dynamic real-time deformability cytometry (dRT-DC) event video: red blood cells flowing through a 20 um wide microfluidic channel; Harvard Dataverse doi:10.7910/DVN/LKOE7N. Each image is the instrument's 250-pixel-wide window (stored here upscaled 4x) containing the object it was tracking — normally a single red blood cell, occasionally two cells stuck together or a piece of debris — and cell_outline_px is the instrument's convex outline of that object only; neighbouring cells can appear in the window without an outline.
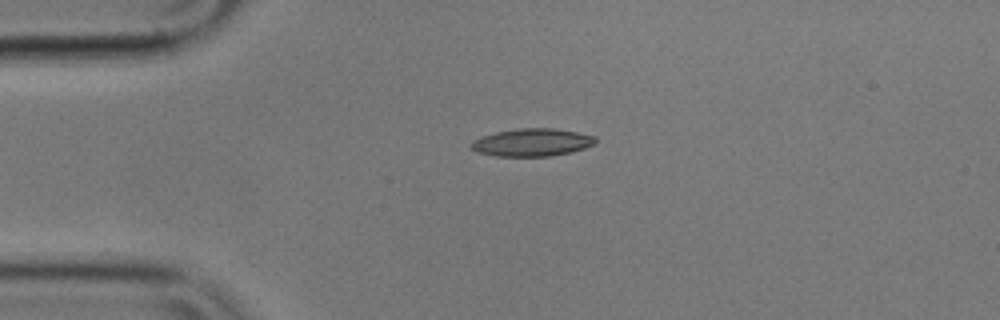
{"species": "common noctule bat (a hibernating species)", "species_latin": "Nyctalus noctula", "temperature_condition": "cold", "stored_images_in_passage": 44, "camera_frame_rate_fps": 3000, "um_per_image_px": 0.085, "animal": {"sex": "male", "body_mass_g": 17.9}, "frame": {"image": 1, "passage_image": 1, "time_ms": 0.0, "image_size_px": [1000, 320], "cell_outline_px": [[596, 140], [592, 144], [584, 148], [572, 152], [548, 156], [496, 156], [476, 152], [472, 148], [472, 140], [480, 136], [496, 132], [516, 128], [552, 128], [576, 132], [596, 136]], "centroid_in_image_um": [45.19, 12.1], "position_along_channel_um": 39.8, "area_um2": 20.0}}
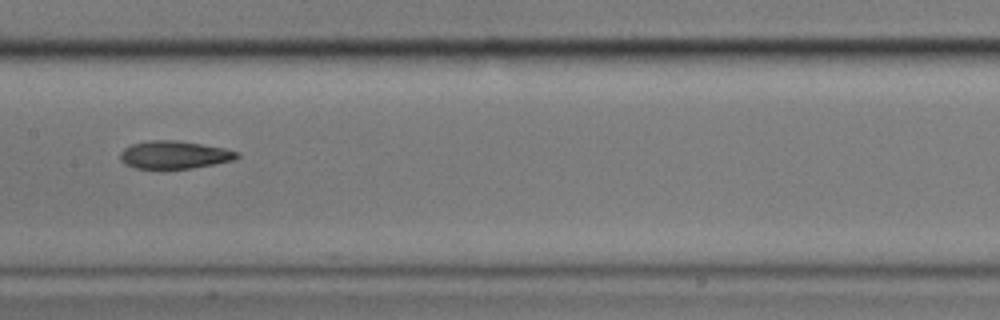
{"frame": {"image": 2, "passage_image": 16, "time_ms": 5.0, "image_size_px": [1000, 320], "cell_outline_px": [[240, 156], [236, 160], [192, 168], [160, 172], [136, 168], [124, 164], [120, 160], [120, 152], [124, 148], [132, 144], [148, 140], [176, 140], [224, 148], [240, 152]], "centroid_in_image_um": [14.79, 13.2], "position_along_channel_um": 192.6, "area_um2": 19.77}}
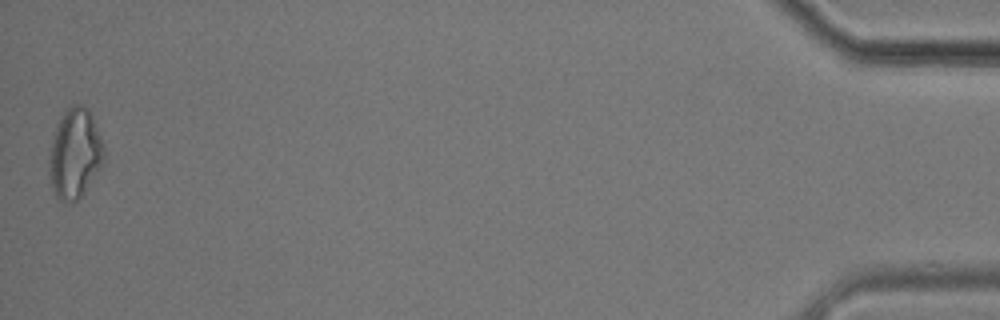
{"frame": {"image": 3, "passage_image": 44, "time_ms": 14.333, "image_size_px": [1000, 320], "cell_outline_px": [[104, 160], [100, 168], [84, 192], [76, 200], [68, 204], [60, 200], [56, 196], [52, 188], [48, 176], [48, 164], [52, 144], [56, 128], [64, 112], [68, 108], [76, 104], [80, 104], [88, 108], [104, 144]], "centroid_in_image_um": [6.36, 13.09], "position_along_channel_um": 428.8, "area_um2": 28.44}, "authors_computed_cell_mechanics": {"area_um2": 19.9699, "velocity_mm_per_s": 3.5341, "shape_relaxation_time_tau1_ms": 5.7782, "shape_relaxation_time_tau2_ms": 5.7802, "deformation_change_tau1": 0.1305, "deformation_change_tau2": 0.1403}}